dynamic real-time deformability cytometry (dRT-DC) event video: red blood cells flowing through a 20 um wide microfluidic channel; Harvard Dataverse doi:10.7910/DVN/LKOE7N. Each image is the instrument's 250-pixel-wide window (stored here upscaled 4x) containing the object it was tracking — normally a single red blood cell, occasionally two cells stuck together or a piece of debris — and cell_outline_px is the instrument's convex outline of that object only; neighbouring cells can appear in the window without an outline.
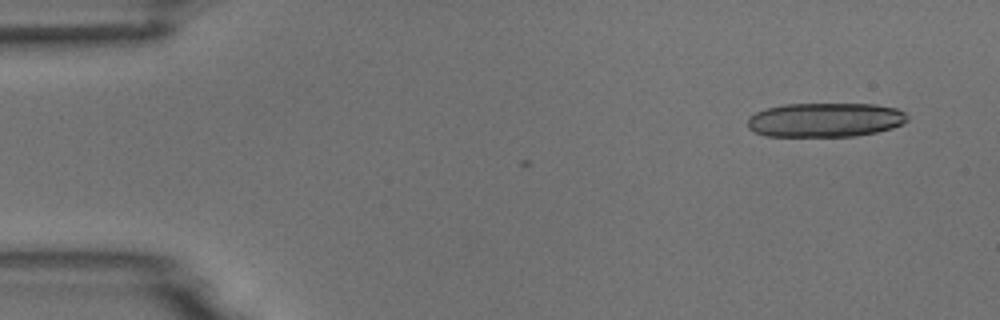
{"species": "common noctule bat (a hibernating species)", "species_latin": "Nyctalus noctula", "temperature_condition": "room temperature", "stored_images_in_passage": 2, "camera_frame_rate_fps": 3000, "um_per_image_px": 0.085, "animal": {"sex": "male", "body_mass_g": 18.8}, "frame": {"image": 1, "passage_image": 2, "time_ms": 0.333, "image_size_px": [1000, 320], "cell_outline_px": [[908, 120], [904, 124], [892, 128], [876, 132], [856, 136], [764, 136], [748, 128], [748, 116], [764, 108], [784, 104], [876, 104], [896, 108], [904, 112], [908, 116]], "centroid_in_image_um": [70.14, 10.19], "position_along_channel_um": 14.9, "area_um2": 32.14}}